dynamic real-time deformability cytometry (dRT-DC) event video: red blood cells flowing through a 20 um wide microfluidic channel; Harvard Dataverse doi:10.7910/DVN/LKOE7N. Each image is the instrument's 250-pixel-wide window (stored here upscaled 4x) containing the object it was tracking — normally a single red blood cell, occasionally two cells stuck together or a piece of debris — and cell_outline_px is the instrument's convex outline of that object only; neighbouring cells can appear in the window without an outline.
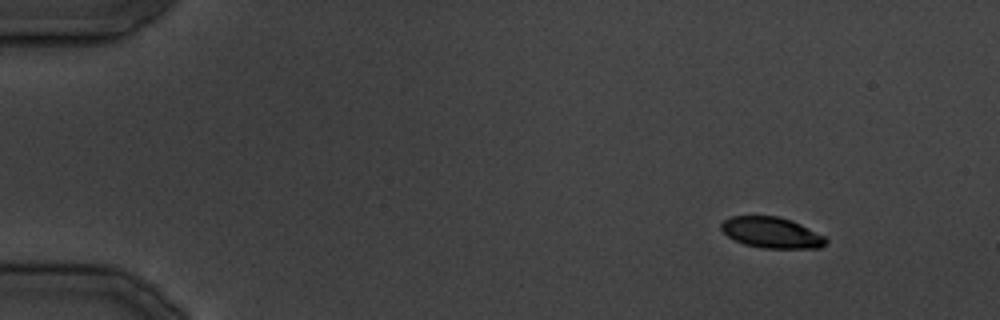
{"species": "common noctule bat (a hibernating species)", "species_latin": "Nyctalus noctula", "temperature_condition": "cold", "stored_images_in_passage": 15, "camera_frame_rate_fps": 3000, "um_per_image_px": 0.085, "animal": {"sex": "male", "body_mass_g": 19.5, "forearm_length_mm": 54.6}, "frame": {"image": 1, "passage_image": 1, "time_ms": 0.0, "image_size_px": [1000, 320], "cell_outline_px": [[828, 240], [820, 248], [764, 248], [744, 244], [728, 236], [720, 228], [720, 224], [724, 220], [732, 216], [776, 216], [792, 220], [824, 236]], "centroid_in_image_um": [65.57, 19.77], "position_along_channel_um": 19.4, "area_um2": 18.67}}